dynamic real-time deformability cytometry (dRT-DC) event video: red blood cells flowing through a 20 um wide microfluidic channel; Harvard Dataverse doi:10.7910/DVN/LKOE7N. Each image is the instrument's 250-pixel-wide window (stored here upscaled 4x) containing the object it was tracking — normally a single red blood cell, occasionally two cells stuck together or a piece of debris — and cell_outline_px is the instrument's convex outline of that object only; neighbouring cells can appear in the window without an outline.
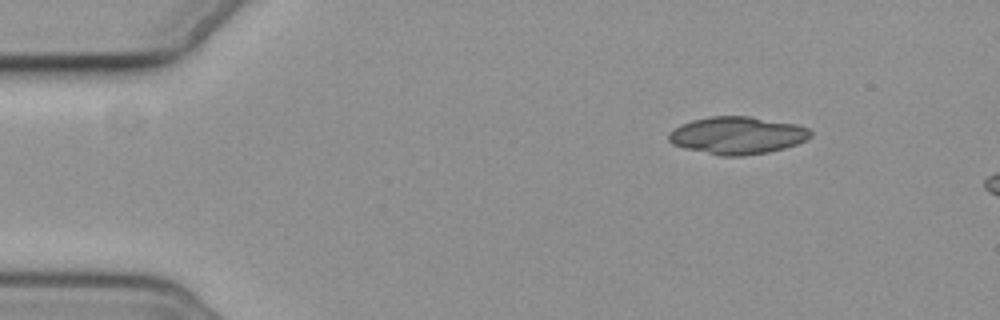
{"species": "common noctule bat (a hibernating species)", "species_latin": "Nyctalus noctula", "temperature_condition": "cold", "stored_images_in_passage": 3, "camera_frame_rate_fps": 3000, "um_per_image_px": 0.085, "animal": {"sex": "female", "body_mass_g": 19.3, "forearm_length_mm": 54.1}, "frame": {"image": 1, "passage_image": 1, "time_ms": 0.0, "image_size_px": [1000, 320], "cell_outline_px": [[812, 136], [808, 140], [784, 148], [768, 152], [744, 156], [720, 156], [684, 148], [672, 144], [668, 140], [668, 136], [680, 124], [692, 120], [712, 116], [748, 116], [796, 124], [808, 128], [812, 132]], "centroid_in_image_um": [62.69, 11.51], "position_along_channel_um": 22.3, "area_um2": 30.98}}